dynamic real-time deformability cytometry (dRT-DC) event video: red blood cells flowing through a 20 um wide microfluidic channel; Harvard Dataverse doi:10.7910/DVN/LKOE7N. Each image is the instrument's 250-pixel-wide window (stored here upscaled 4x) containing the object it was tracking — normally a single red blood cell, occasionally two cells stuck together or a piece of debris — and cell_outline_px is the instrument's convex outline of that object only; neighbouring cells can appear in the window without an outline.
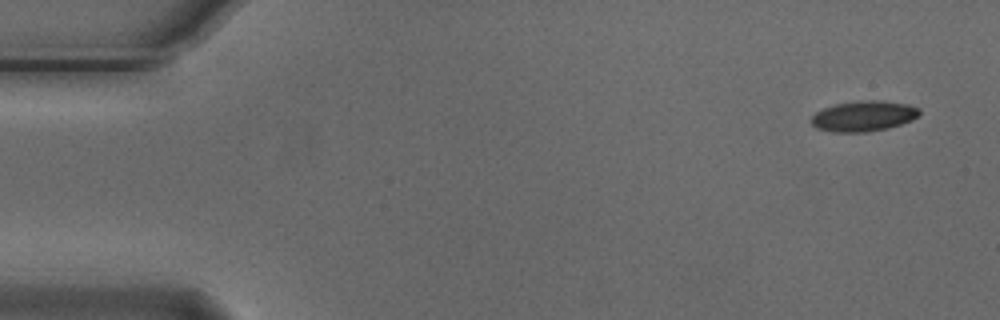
{"species": "Egyptian fruit bat (a non-hibernating species)", "species_latin": "Rousettus aegyptiacus", "temperature_condition": "cold", "stored_images_in_passage": 10, "camera_frame_rate_fps": 3000, "um_per_image_px": 0.085, "animal": {"sex": "male"}, "frame": {"image": 1, "passage_image": 1, "time_ms": 0.0, "image_size_px": [1000, 320], "cell_outline_px": [[920, 112], [912, 120], [888, 128], [864, 132], [832, 132], [816, 128], [812, 124], [812, 116], [816, 112], [824, 108], [836, 104], [860, 100], [876, 100], [908, 104], [920, 108]], "centroid_in_image_um": [73.4, 9.86], "position_along_channel_um": 11.6, "area_um2": 19.07}}
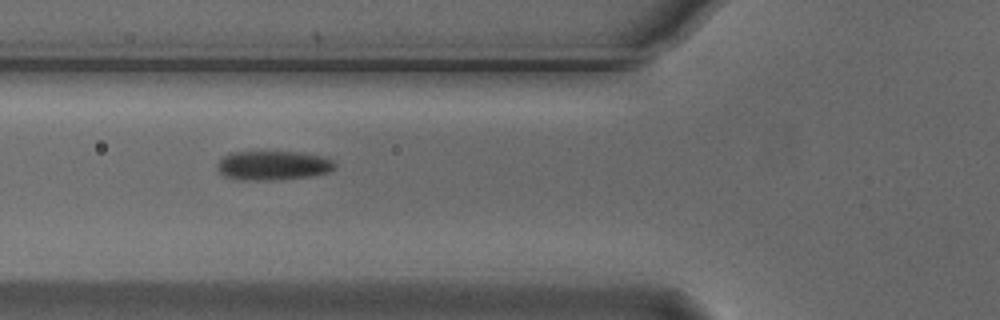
{"frame": {"image": 2, "passage_image": 6, "time_ms": 1.667, "image_size_px": [1000, 320], "cell_outline_px": [[336, 168], [328, 172], [312, 176], [280, 180], [240, 180], [224, 176], [216, 168], [216, 164], [224, 156], [232, 152], [300, 152], [324, 156], [332, 160], [336, 164]], "centroid_in_image_um": [23.23, 14.07], "position_along_channel_um": 102.6, "area_um2": 20.29}}
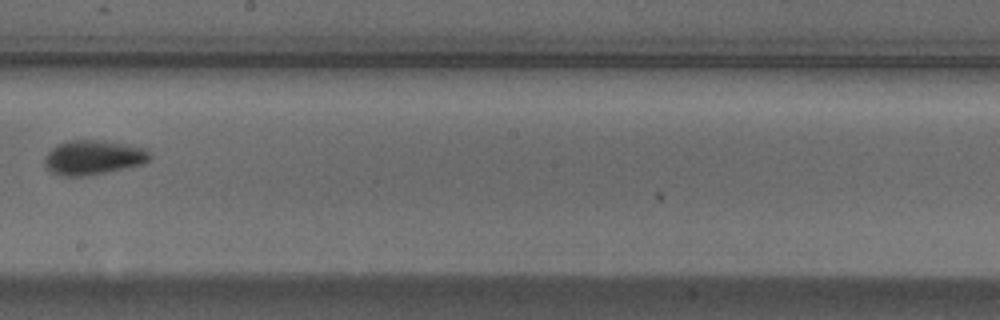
{"frame": {"image": 3, "passage_image": 9, "time_ms": 2.667, "image_size_px": [1000, 320], "cell_outline_px": [[152, 156], [144, 164], [84, 176], [64, 176], [52, 172], [44, 164], [44, 160], [48, 152], [56, 144], [68, 140], [104, 140], [144, 148]], "centroid_in_image_um": [7.91, 13.37], "position_along_channel_um": 240.3, "area_um2": 20.98}}